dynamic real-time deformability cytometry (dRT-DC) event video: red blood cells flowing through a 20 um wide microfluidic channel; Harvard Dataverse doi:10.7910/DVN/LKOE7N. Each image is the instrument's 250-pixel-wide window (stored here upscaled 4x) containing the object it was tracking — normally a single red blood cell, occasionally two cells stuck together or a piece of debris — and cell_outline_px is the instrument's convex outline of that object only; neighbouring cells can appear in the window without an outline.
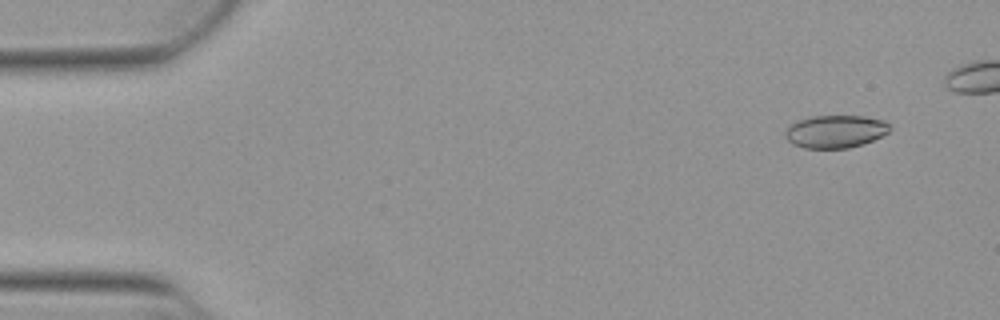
{"species": "Egyptian fruit bat (a non-hibernating species)", "species_latin": "Rousettus aegyptiacus", "temperature_condition": "warm", "stored_images_in_passage": 44, "camera_frame_rate_fps": 3000, "um_per_image_px": 0.085, "animal": {"sex": "female"}, "frame": {"image": 1, "passage_image": 1, "time_ms": 0.0, "image_size_px": [1000, 320], "cell_outline_px": [[892, 128], [888, 132], [864, 144], [848, 148], [804, 148], [792, 144], [784, 136], [784, 132], [792, 124], [800, 120], [812, 116], [864, 116], [884, 120]], "centroid_in_image_um": [71.01, 11.18], "position_along_channel_um": 14.0, "area_um2": 19.88}}
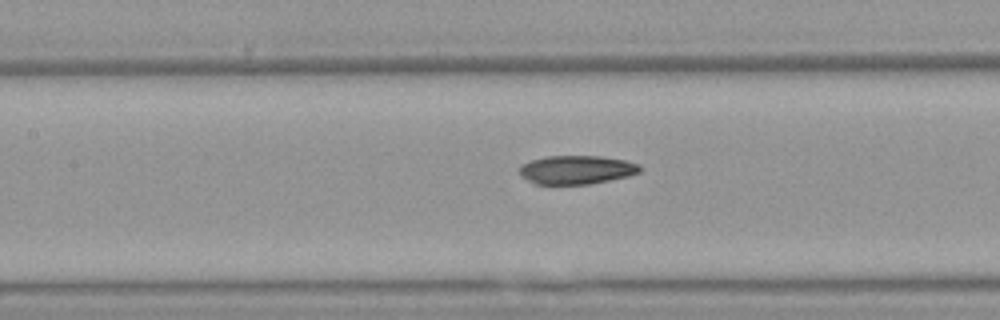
{"frame": {"image": 2, "passage_image": 21, "time_ms": 6.667, "image_size_px": [1000, 320], "cell_outline_px": [[644, 168], [640, 172], [628, 176], [588, 184], [536, 184], [528, 180], [520, 172], [520, 164], [532, 160], [548, 156], [600, 156], [624, 160], [640, 164]], "centroid_in_image_um": [49.05, 14.42], "position_along_channel_um": 158.4, "area_um2": 20.0}}
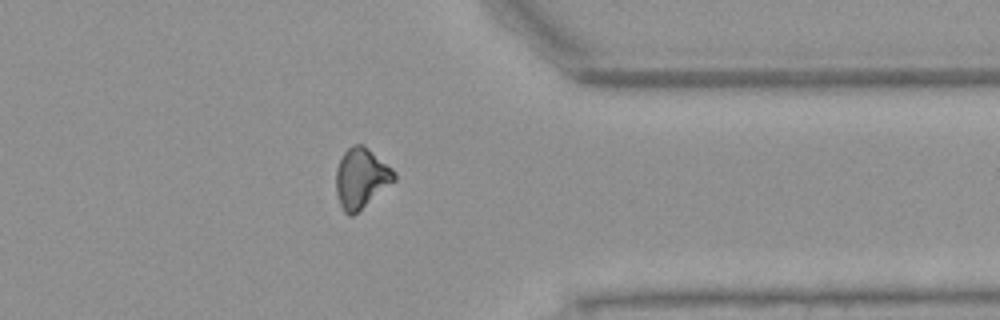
{"frame": {"image": 3, "passage_image": 39, "time_ms": 12.667, "image_size_px": [1000, 320], "cell_outline_px": [[396, 180], [352, 216], [348, 216], [344, 212], [340, 204], [336, 192], [336, 168], [344, 152], [352, 144], [364, 144], [392, 168], [396, 172]], "centroid_in_image_um": [30.7, 15.12], "position_along_channel_um": 380.7, "area_um2": 20.35}}